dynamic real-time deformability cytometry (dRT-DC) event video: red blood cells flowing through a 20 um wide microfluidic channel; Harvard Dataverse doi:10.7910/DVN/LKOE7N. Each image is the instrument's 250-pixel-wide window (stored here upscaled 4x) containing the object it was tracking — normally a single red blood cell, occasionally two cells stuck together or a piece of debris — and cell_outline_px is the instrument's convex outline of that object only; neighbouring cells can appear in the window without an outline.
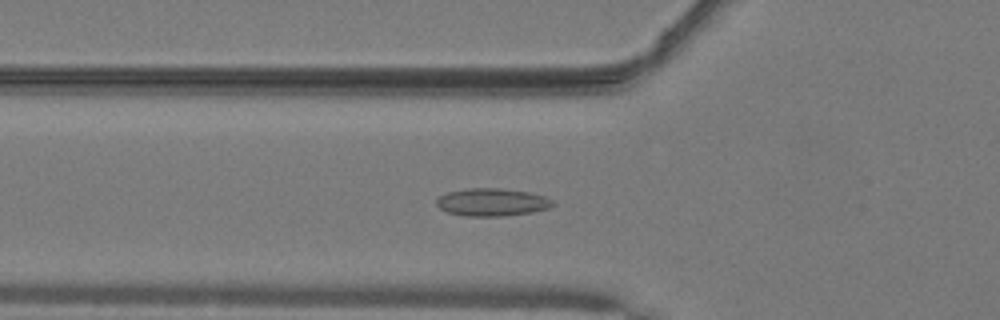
{"species": "common noctule bat (a hibernating species)", "species_latin": "Nyctalus noctula", "temperature_condition": "warm", "stored_images_in_passage": 49, "camera_frame_rate_fps": 3000, "um_per_image_px": 0.085, "animal": {"sex": "male", "body_mass_g": 19.2, "forearm_length_mm": 51.8}, "frame": {"image": 1, "passage_image": 17, "time_ms": 5.333, "image_size_px": [1000, 320], "cell_outline_px": [[556, 204], [548, 208], [532, 212], [504, 216], [468, 216], [448, 212], [440, 208], [436, 204], [436, 200], [440, 196], [448, 192], [468, 188], [500, 188], [528, 192], [544, 196], [552, 200]], "centroid_in_image_um": [41.83, 17.18], "position_along_channel_um": 84.0, "area_um2": 18.67}}
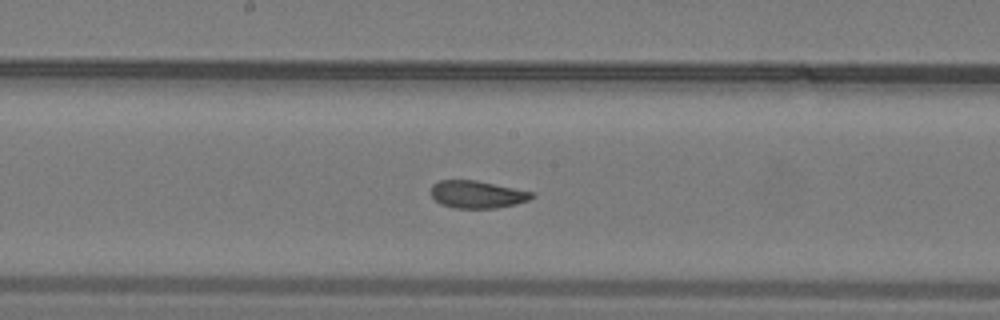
{"frame": {"image": 2, "passage_image": 26, "time_ms": 8.333, "image_size_px": [1000, 320], "cell_outline_px": [[536, 196], [528, 200], [496, 208], [456, 208], [440, 204], [432, 196], [432, 184], [440, 180], [476, 180], [532, 192]], "centroid_in_image_um": [40.54, 16.52], "position_along_channel_um": 207.7, "area_um2": 15.9}}
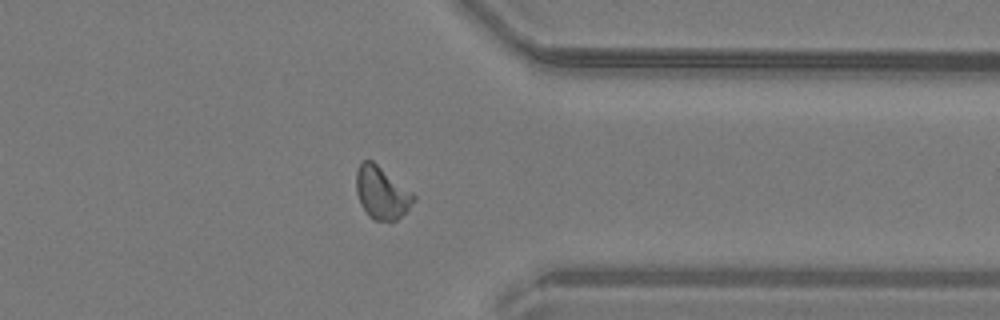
{"frame": {"image": 3, "passage_image": 39, "time_ms": 12.667, "image_size_px": [1000, 320], "cell_outline_px": [[416, 200], [396, 220], [376, 220], [368, 216], [360, 204], [356, 192], [356, 172], [360, 164], [364, 160], [372, 160], [412, 192], [416, 196]], "centroid_in_image_um": [32.42, 16.38], "position_along_channel_um": 379.0, "area_um2": 17.34}, "authors_computed_cell_mechanics": {"area_um2": 16.8776, "velocity_mm_per_s": 4.0898, "shape_relaxation_time_tau1_ms": 7.8887, "shape_relaxation_time_tau2_ms": 1.1436, "deformation_change_tau1": 0.1628, "deformation_change_tau2": 0.0602}}